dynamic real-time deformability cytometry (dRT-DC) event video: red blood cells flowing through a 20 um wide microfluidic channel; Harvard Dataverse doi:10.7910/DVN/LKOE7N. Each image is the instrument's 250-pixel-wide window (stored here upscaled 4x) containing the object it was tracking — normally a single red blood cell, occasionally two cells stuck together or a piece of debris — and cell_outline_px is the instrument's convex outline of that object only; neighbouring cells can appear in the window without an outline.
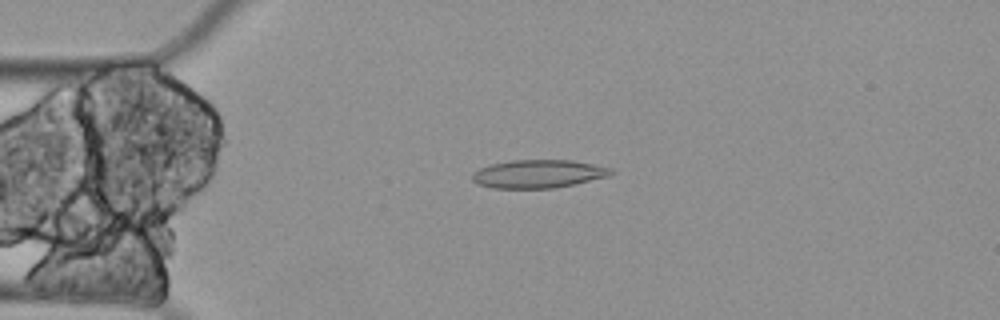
{"species": "Egyptian fruit bat (a non-hibernating species)", "species_latin": "Rousettus aegyptiacus", "temperature_condition": "cold", "stored_images_in_passage": 5, "camera_frame_rate_fps": 3000, "um_per_image_px": 0.085, "animal": {"sex": "female"}, "frame": {"image": 1, "passage_image": 5, "time_ms": 1.333, "image_size_px": [1000, 320], "cell_outline_px": [[616, 172], [608, 176], [576, 184], [556, 188], [492, 188], [476, 184], [472, 180], [472, 172], [480, 168], [492, 164], [512, 160], [572, 160], [612, 168]], "centroid_in_image_um": [45.76, 14.78], "position_along_channel_um": 39.2, "area_um2": 22.95}}